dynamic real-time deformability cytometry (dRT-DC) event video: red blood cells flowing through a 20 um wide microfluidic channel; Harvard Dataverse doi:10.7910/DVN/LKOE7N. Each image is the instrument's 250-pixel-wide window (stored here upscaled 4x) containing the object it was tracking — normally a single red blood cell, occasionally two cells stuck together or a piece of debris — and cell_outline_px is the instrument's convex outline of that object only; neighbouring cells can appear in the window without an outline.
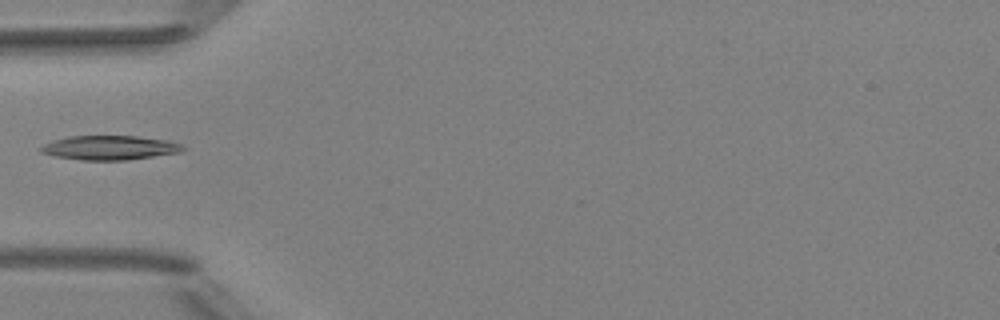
{"species": "Egyptian fruit bat (a non-hibernating species)", "species_latin": "Rousettus aegyptiacus", "temperature_condition": "room temperature", "stored_images_in_passage": 2, "camera_frame_rate_fps": 3000, "um_per_image_px": 0.085, "animal": {"sex": "female"}, "frame": {"image": 1, "passage_image": 2, "time_ms": 1.0, "image_size_px": [1000, 320], "cell_outline_px": [[188, 148], [180, 152], [128, 160], [84, 160], [56, 156], [40, 152], [40, 148], [44, 144], [52, 140], [68, 136], [136, 136], [168, 140], [180, 144]], "centroid_in_image_um": [9.34, 12.55], "position_along_channel_um": 75.7, "area_um2": 20.06}}